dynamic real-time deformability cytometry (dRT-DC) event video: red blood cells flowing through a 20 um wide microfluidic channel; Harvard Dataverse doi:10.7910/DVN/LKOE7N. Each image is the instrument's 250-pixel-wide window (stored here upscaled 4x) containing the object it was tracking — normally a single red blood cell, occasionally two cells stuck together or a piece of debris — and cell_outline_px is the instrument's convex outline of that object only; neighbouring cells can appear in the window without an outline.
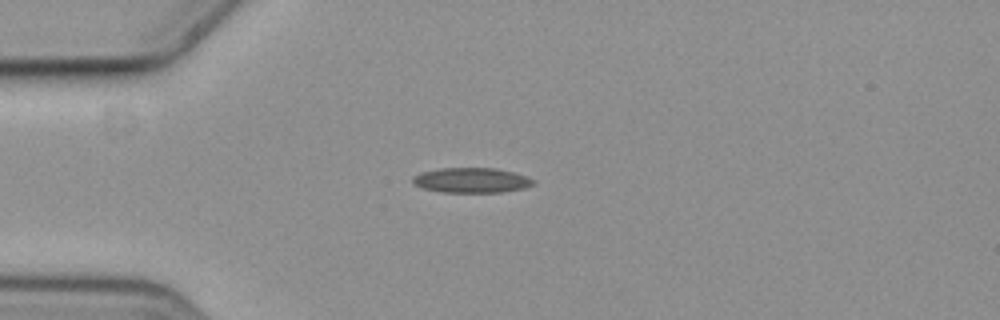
{"species": "common noctule bat (a hibernating species)", "species_latin": "Nyctalus noctula", "temperature_condition": "cold", "stored_images_in_passage": 37, "camera_frame_rate_fps": 3000, "um_per_image_px": 0.085, "animal": {"sex": "female", "body_mass_g": 19.3, "forearm_length_mm": 54.1}, "frame": {"image": 1, "passage_image": 1, "time_ms": 0.0, "image_size_px": [1000, 320], "cell_outline_px": [[536, 184], [524, 188], [500, 192], [444, 192], [424, 188], [416, 184], [412, 180], [412, 176], [424, 172], [440, 168], [496, 168], [512, 172], [536, 180]], "centroid_in_image_um": [40.12, 15.32], "position_along_channel_um": 44.9, "area_um2": 17.34}}
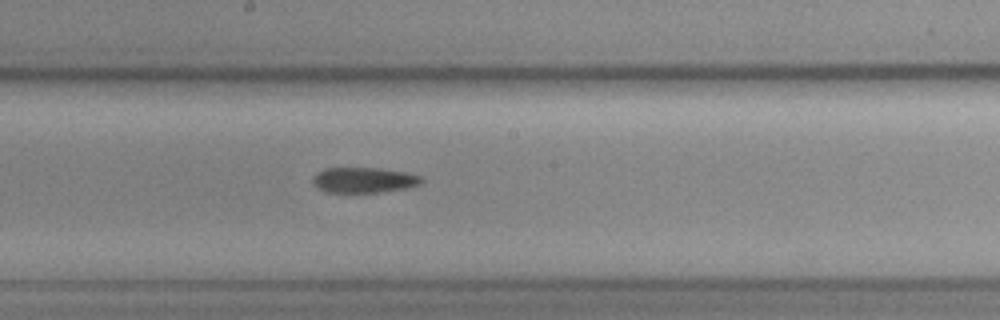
{"frame": {"image": 2, "passage_image": 17, "time_ms": 5.333, "image_size_px": [1000, 320], "cell_outline_px": [[424, 180], [420, 184], [404, 188], [380, 192], [324, 192], [312, 180], [316, 172], [324, 168], [380, 168], [404, 172], [420, 176]], "centroid_in_image_um": [30.92, 15.29], "position_along_channel_um": 217.3, "area_um2": 15.9}}
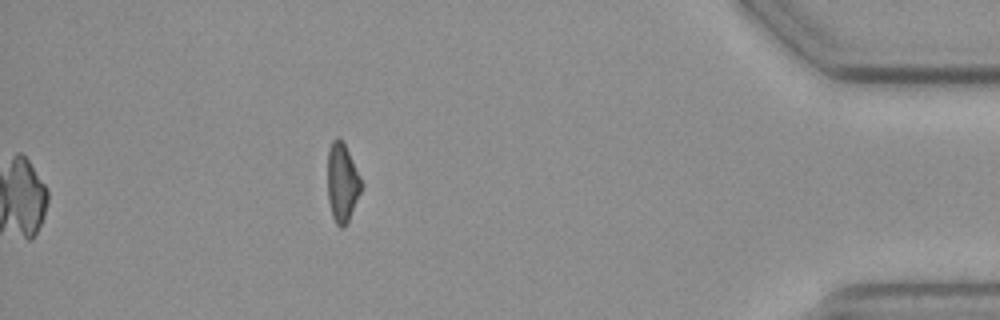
{"frame": {"image": 3, "passage_image": 37, "time_ms": 12.0, "image_size_px": [1000, 320], "cell_outline_px": [[364, 184], [348, 220], [344, 228], [340, 228], [336, 224], [332, 216], [328, 200], [328, 148], [332, 140], [336, 136], [344, 144]], "centroid_in_image_um": [29.08, 15.53], "position_along_channel_um": 406.1, "area_um2": 15.37}}